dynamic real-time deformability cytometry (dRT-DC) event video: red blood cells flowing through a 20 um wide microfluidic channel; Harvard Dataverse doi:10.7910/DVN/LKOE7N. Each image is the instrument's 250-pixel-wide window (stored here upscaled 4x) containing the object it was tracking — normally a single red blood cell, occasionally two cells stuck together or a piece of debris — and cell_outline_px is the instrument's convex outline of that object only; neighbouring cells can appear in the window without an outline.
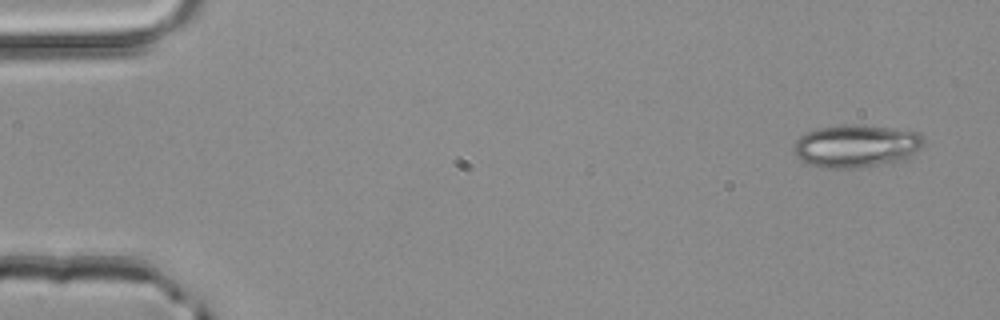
{"species": "common noctule bat (a hibernating species)", "species_latin": "Nyctalus noctula", "temperature_condition": "room temperature", "stored_images_in_passage": 3, "camera_frame_rate_fps": 3000, "um_per_image_px": 0.085, "animal": {"sex": "male", "body_mass_g": 20.4}, "frame": {"image": 1, "passage_image": 1, "time_ms": 0.0, "image_size_px": [1000, 320], "cell_outline_px": [[924, 144], [912, 156], [904, 160], [884, 164], [852, 168], [820, 168], [808, 164], [800, 160], [796, 156], [796, 140], [804, 132], [816, 128], [840, 124], [856, 124], [920, 132], [924, 136]], "centroid_in_image_um": [72.79, 12.4], "position_along_channel_um": 12.2, "area_um2": 32.71}}